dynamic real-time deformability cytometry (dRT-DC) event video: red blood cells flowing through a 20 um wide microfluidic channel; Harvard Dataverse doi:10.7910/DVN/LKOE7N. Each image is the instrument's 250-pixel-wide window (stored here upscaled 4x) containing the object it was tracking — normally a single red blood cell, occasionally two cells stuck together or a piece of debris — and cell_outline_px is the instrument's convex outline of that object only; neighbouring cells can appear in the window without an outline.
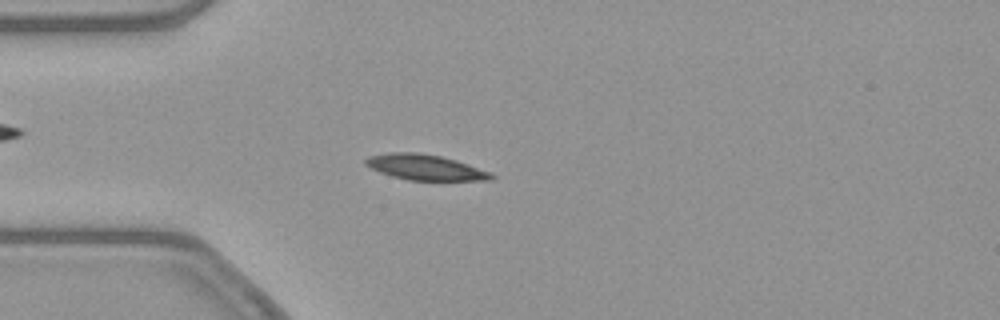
{"species": "common noctule bat (a hibernating species)", "species_latin": "Nyctalus noctula", "temperature_condition": "warm", "stored_images_in_passage": 53, "camera_frame_rate_fps": 3000, "um_per_image_px": 0.085, "animal": {"sex": "female", "body_mass_g": 21.9}, "frame": {"image": 1, "passage_image": 14, "time_ms": 4.333, "image_size_px": [1000, 320], "cell_outline_px": [[496, 176], [492, 180], [408, 180], [392, 176], [380, 172], [364, 164], [364, 160], [368, 156], [388, 152], [420, 152], [440, 156], [456, 160], [492, 172]], "centroid_in_image_um": [36.15, 14.21], "position_along_channel_um": 48.9, "area_um2": 18.79}}
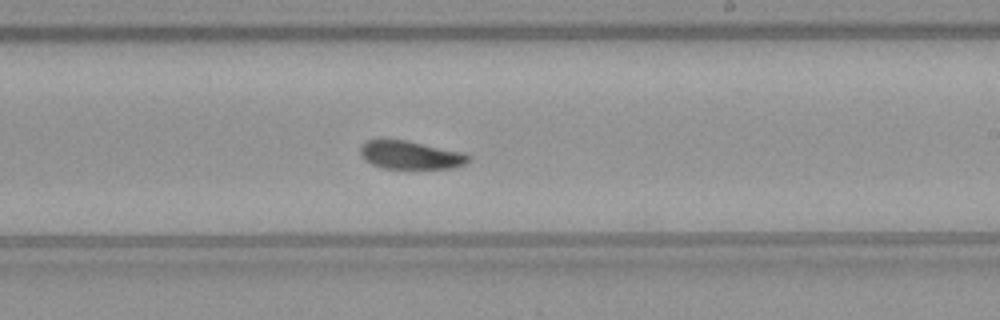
{"frame": {"image": 2, "passage_image": 31, "time_ms": 10.0, "image_size_px": [1000, 320], "cell_outline_px": [[472, 156], [464, 164], [456, 168], [384, 168], [372, 164], [364, 160], [360, 156], [360, 144], [368, 140], [404, 140], [464, 152]], "centroid_in_image_um": [34.89, 13.18], "position_along_channel_um": 254.1, "area_um2": 17.74}}
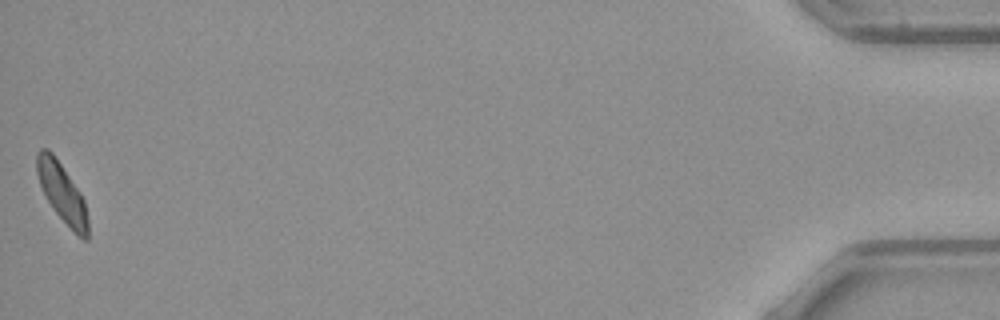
{"frame": {"image": 3, "passage_image": 53, "time_ms": 17.333, "image_size_px": [1000, 320], "cell_outline_px": [[88, 240], [84, 240], [56, 212], [48, 200], [40, 184], [36, 172], [36, 152], [40, 148], [48, 148], [52, 152], [80, 192], [84, 200], [88, 220]], "centroid_in_image_um": [5.26, 16.32], "position_along_channel_um": 429.9, "area_um2": 17.05}, "authors_computed_cell_mechanics": {"area_um2": 18.0914, "velocity_mm_per_s": 3.8285, "shape_relaxation_time_tau1_ms": 2.5915, "shape_relaxation_time_tau2_ms": null, "deformation_change_tau1": 0.1029, "deformation_change_tau2": null}}